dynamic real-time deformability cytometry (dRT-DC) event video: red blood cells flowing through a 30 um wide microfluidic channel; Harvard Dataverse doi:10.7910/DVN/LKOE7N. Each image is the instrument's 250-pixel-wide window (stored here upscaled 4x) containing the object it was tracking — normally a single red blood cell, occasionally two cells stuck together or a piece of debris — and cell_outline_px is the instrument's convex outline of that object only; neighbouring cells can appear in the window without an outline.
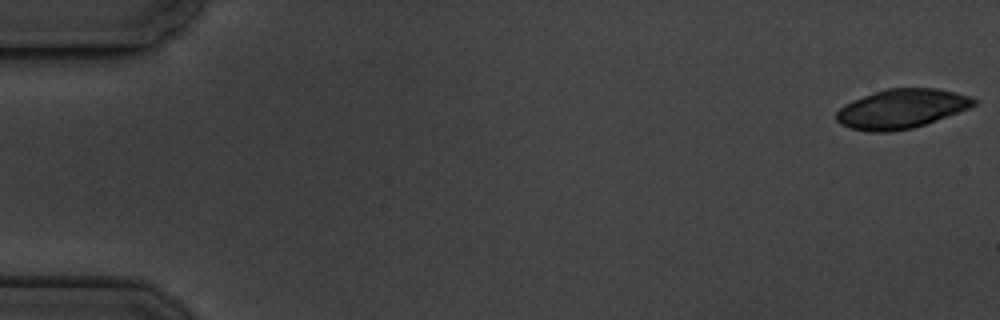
{"species": "common noctule bat (a hibernating species)", "species_latin": "Nyctalus noctula", "temperature_condition": "cold", "stored_images_in_passage": 8, "camera_frame_rate_fps": 3000, "um_per_image_px": 0.085, "animal": {"sex": "male", "body_mass_g": 19.5, "forearm_length_mm": 54.6}, "frame": {"image": 1, "passage_image": 1, "time_ms": 0.0, "image_size_px": [1000, 320], "cell_outline_px": [[976, 104], [968, 108], [924, 124], [912, 128], [888, 132], [868, 132], [852, 128], [840, 124], [836, 120], [836, 112], [844, 104], [852, 100], [872, 92], [884, 88], [936, 88], [972, 96], [976, 100]], "centroid_in_image_um": [76.58, 9.23], "position_along_channel_um": 8.4, "area_um2": 31.39}}